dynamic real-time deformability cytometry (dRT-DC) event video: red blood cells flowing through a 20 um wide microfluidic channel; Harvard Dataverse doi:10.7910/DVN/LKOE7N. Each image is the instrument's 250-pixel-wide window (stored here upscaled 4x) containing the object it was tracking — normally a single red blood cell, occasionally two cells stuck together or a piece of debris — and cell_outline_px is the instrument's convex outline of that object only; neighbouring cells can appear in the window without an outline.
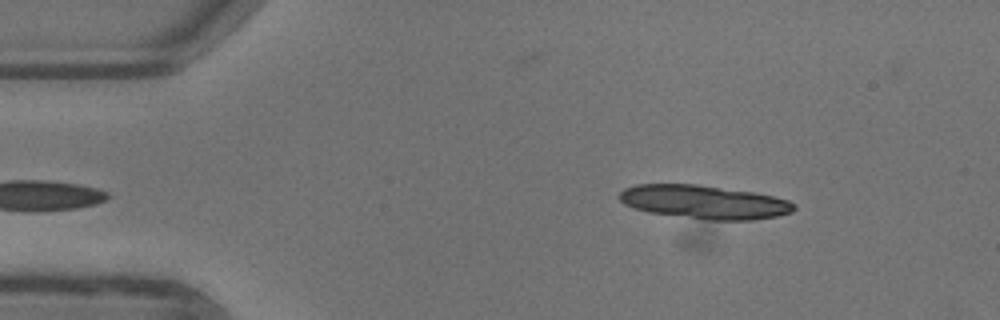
{"species": "common noctule bat (a hibernating species)", "species_latin": "Nyctalus noctula", "temperature_condition": "warm", "stored_images_in_passage": 46, "segment_of_instrument_passage": [1, 2], "camera_frame_rate_fps": 3000, "um_per_image_px": 0.085, "animal": {"sex": "female"}, "frame": {"image": 1, "passage_image": 1, "time_ms": 0.0, "image_size_px": [1000, 320], "cell_outline_px": [[796, 208], [792, 212], [776, 216], [752, 220], [712, 220], [648, 212], [624, 204], [620, 200], [620, 192], [624, 188], [636, 184], [696, 184], [752, 192], [772, 196], [788, 200], [796, 204]], "centroid_in_image_um": [59.86, 17.17], "position_along_channel_um": 25.1, "area_um2": 33.93}}